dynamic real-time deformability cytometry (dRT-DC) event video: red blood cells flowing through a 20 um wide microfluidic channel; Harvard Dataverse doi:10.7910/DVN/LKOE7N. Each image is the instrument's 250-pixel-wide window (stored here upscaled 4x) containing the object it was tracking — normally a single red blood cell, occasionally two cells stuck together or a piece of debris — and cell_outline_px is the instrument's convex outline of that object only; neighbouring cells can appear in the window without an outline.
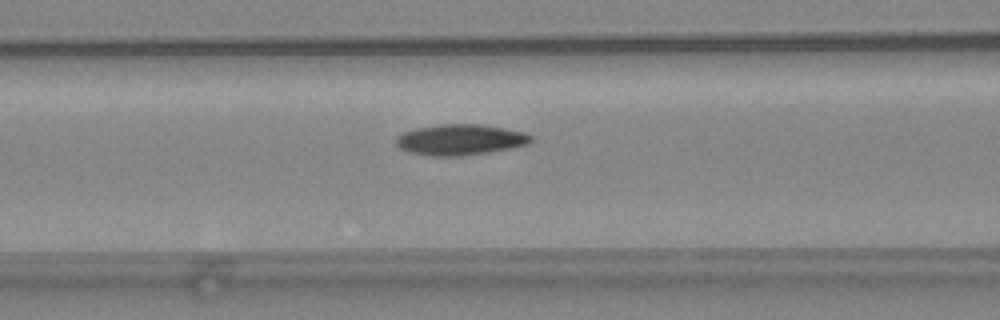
{"species": "common noctule bat (a hibernating species)", "species_latin": "Nyctalus noctula", "temperature_condition": "warm", "stored_images_in_passage": 35, "camera_frame_rate_fps": 3000, "um_per_image_px": 0.085, "animal": {"sex": "female", "body_mass_g": 24.6, "forearm_length_mm": 56.2}, "frame": {"image": 1, "passage_image": 19, "time_ms": 6.0, "image_size_px": [1000, 320], "cell_outline_px": [[532, 140], [528, 144], [512, 148], [464, 156], [428, 156], [408, 152], [400, 148], [396, 144], [396, 136], [404, 132], [416, 128], [440, 124], [480, 124], [504, 128], [524, 132], [532, 136]], "centroid_in_image_um": [39.11, 11.88], "position_along_channel_um": 127.5, "area_um2": 24.33}}
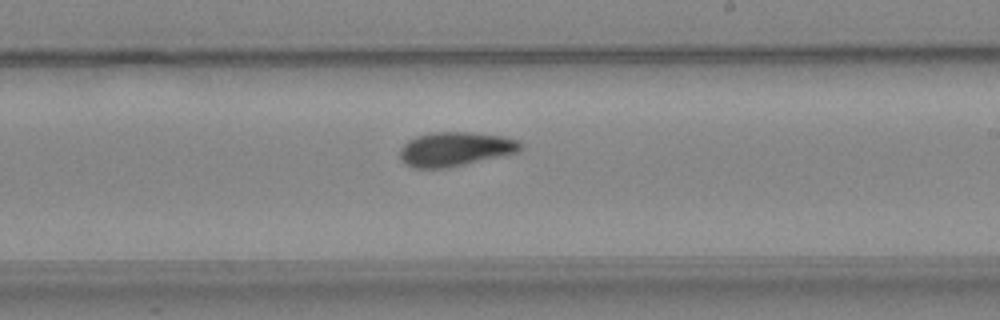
{"frame": {"image": 2, "passage_image": 28, "time_ms": 9.0, "image_size_px": [1000, 320], "cell_outline_px": [[524, 148], [516, 152], [448, 168], [416, 168], [404, 164], [400, 160], [400, 148], [408, 140], [416, 136], [432, 132], [472, 132], [504, 136], [520, 140], [524, 144]], "centroid_in_image_um": [38.7, 12.66], "position_along_channel_um": 250.3, "area_um2": 24.22}}
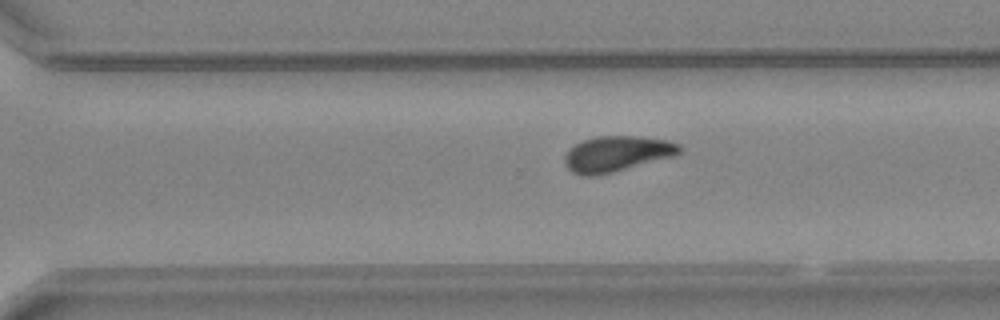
{"frame": {"image": 3, "passage_image": 33, "time_ms": 10.667, "image_size_px": [1000, 320], "cell_outline_px": [[684, 148], [680, 152], [672, 156], [612, 172], [596, 176], [584, 176], [572, 172], [564, 164], [564, 156], [568, 148], [584, 140], [596, 136], [640, 136], [668, 140], [680, 144]], "centroid_in_image_um": [52.4, 13.06], "position_along_channel_um": 318.2, "area_um2": 23.81}}